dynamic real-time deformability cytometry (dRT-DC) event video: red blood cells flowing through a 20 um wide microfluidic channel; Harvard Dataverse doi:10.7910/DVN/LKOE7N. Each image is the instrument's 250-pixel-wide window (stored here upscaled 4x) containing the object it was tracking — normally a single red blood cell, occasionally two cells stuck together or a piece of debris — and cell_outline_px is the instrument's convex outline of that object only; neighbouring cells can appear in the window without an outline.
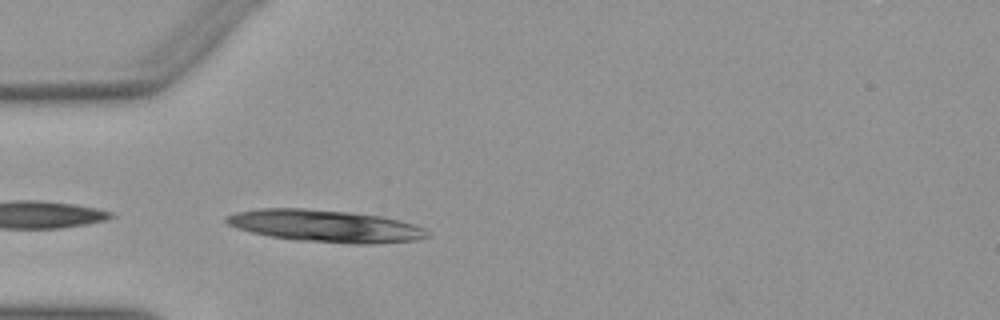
{"species": "Egyptian fruit bat (a non-hibernating species)", "species_latin": "Rousettus aegyptiacus", "temperature_condition": "warm", "stored_images_in_passage": 21, "camera_frame_rate_fps": 3000, "um_per_image_px": 0.085, "animal": {"sex": "female"}, "frame": {"image": 1, "passage_image": 1, "time_ms": 0.0, "image_size_px": [1000, 320], "cell_outline_px": [[432, 236], [416, 240], [372, 244], [356, 244], [300, 240], [272, 236], [252, 232], [228, 224], [224, 220], [224, 216], [236, 212], [260, 208], [304, 208], [352, 212], [380, 216], [400, 220], [416, 224], [424, 228]], "centroid_in_image_um": [27.71, 19.2], "position_along_channel_um": 57.3, "area_um2": 37.63}}